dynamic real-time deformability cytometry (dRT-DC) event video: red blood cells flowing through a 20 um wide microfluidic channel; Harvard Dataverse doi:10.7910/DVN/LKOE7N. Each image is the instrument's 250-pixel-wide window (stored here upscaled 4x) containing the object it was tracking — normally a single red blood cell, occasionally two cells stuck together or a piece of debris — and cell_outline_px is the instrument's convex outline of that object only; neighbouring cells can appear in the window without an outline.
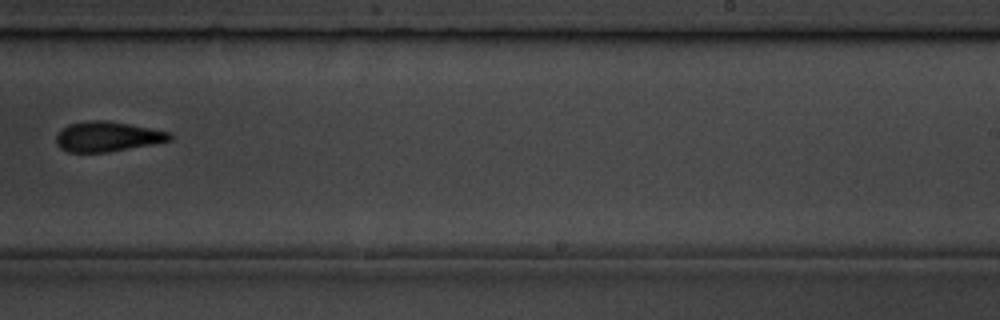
{"species": "common noctule bat (a hibernating species)", "species_latin": "Nyctalus noctula", "temperature_condition": "room temperature", "stored_images_in_passage": 9, "camera_frame_rate_fps": 3000, "um_per_image_px": 0.085, "animal": {"sex": "male", "body_mass_g": 19.5, "forearm_length_mm": 54.6}, "frame": {"image": 1, "passage_image": 8, "time_ms": 9.0, "image_size_px": [1000, 320], "cell_outline_px": [[172, 140], [152, 144], [108, 152], [68, 152], [60, 148], [56, 144], [56, 136], [68, 124], [88, 120], [108, 120], [172, 132]], "centroid_in_image_um": [9.14, 11.6], "position_along_channel_um": 279.9, "area_um2": 19.88}}
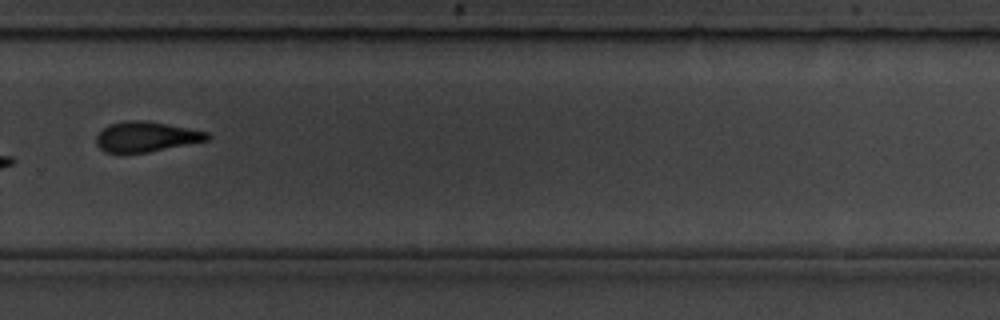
{"frame": {"image": 2, "passage_image": 9, "time_ms": 10.0, "image_size_px": [1000, 320], "cell_outline_px": [[212, 136], [208, 140], [148, 152], [104, 152], [96, 144], [96, 136], [108, 124], [124, 120], [148, 120], [208, 132]], "centroid_in_image_um": [12.42, 11.6], "position_along_channel_um": 317.4, "area_um2": 19.48}}